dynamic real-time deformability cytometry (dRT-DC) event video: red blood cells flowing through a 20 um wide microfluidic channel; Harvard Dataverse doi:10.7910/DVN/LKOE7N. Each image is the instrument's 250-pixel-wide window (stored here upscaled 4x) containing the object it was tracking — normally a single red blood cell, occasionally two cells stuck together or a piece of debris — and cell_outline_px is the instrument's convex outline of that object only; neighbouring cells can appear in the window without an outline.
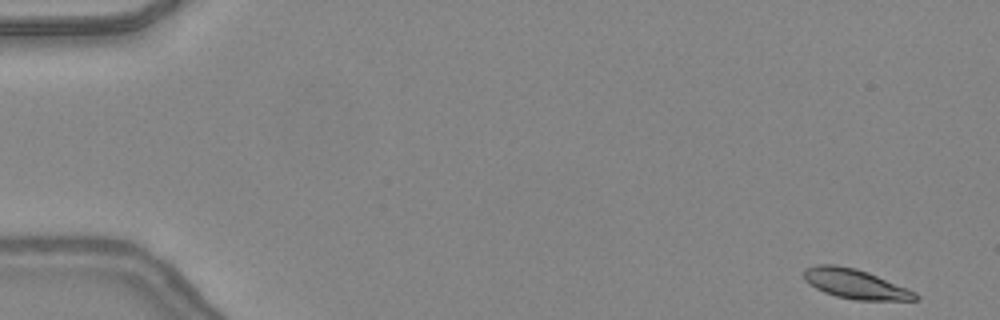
{"species": "common noctule bat (a hibernating species)", "species_latin": "Nyctalus noctula", "temperature_condition": "warm", "stored_images_in_passage": 46, "camera_frame_rate_fps": 3000, "um_per_image_px": 0.085, "animal": {"sex": "female", "body_mass_g": 24.6, "forearm_length_mm": 56.2}, "frame": {"image": 1, "passage_image": 1, "time_ms": 0.0, "image_size_px": [1000, 320], "cell_outline_px": [[920, 296], [916, 300], [856, 300], [836, 296], [824, 292], [816, 288], [804, 280], [804, 268], [816, 264], [836, 264], [856, 268], [868, 272], [908, 288], [916, 292]], "centroid_in_image_um": [72.7, 24.12], "position_along_channel_um": 12.3, "area_um2": 19.36}}
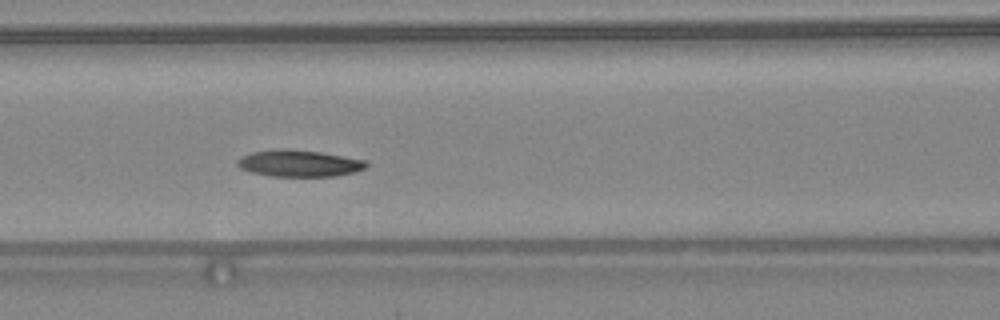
{"frame": {"image": 2, "passage_image": 20, "time_ms": 6.333, "image_size_px": [1000, 320], "cell_outline_px": [[368, 168], [356, 172], [336, 176], [272, 176], [252, 172], [240, 168], [236, 164], [236, 160], [252, 152], [280, 148], [284, 148], [320, 152], [368, 160]], "centroid_in_image_um": [25.48, 13.88], "position_along_channel_um": 141.1, "area_um2": 20.17}}
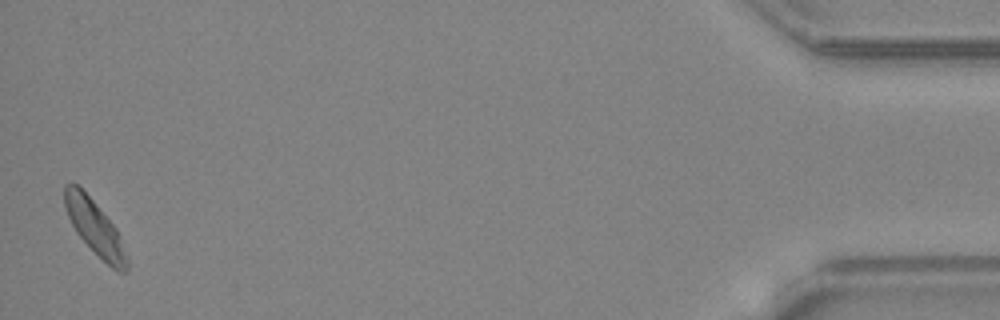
{"frame": {"image": 3, "passage_image": 46, "time_ms": 15.0, "image_size_px": [1000, 320], "cell_outline_px": [[128, 272], [116, 272], [76, 232], [68, 216], [64, 204], [64, 184], [76, 184], [92, 200], [116, 228], [120, 236], [128, 256]], "centroid_in_image_um": [8.09, 19.38], "position_along_channel_um": 427.1, "area_um2": 19.25}, "authors_computed_cell_mechanics": {"area_um2": 19.8832, "velocity_mm_per_s": 4.3387, "shape_relaxation_time_tau1_ms": 2.6927, "shape_relaxation_time_tau2_ms": 11.3243, "deformation_change_tau1": 0.1102, "deformation_change_tau2": 0.2214}}